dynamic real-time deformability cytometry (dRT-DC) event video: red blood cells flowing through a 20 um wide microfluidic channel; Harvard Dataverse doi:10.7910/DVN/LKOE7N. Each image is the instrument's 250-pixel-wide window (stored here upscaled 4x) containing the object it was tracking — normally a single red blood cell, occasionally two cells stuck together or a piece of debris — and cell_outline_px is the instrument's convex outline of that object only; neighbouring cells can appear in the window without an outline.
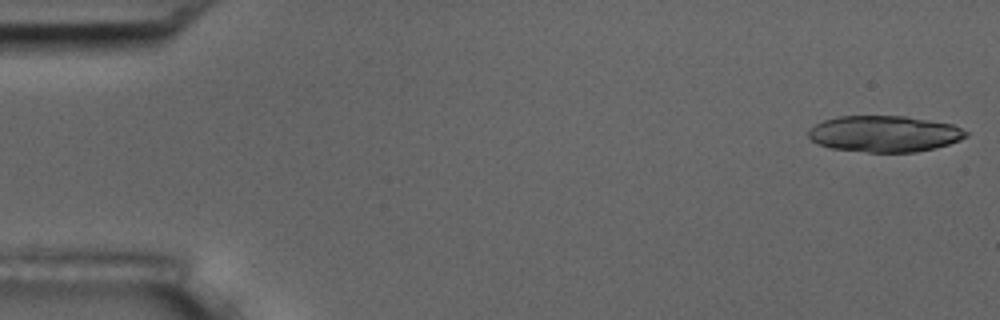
{"species": "common noctule bat (a hibernating species)", "species_latin": "Nyctalus noctula", "temperature_condition": "room temperature", "stored_images_in_passage": 4, "camera_frame_rate_fps": 3000, "um_per_image_px": 0.085, "animal": {"sex": "male", "body_mass_g": 17.5, "forearm_length_mm": 52.3}, "frame": {"image": 1, "passage_image": 1, "time_ms": 0.0, "image_size_px": [1000, 320], "cell_outline_px": [[968, 136], [960, 140], [936, 148], [916, 152], [868, 152], [832, 148], [816, 144], [808, 136], [808, 132], [816, 124], [824, 120], [836, 116], [904, 116], [952, 124], [968, 132]], "centroid_in_image_um": [75.18, 11.37], "position_along_channel_um": 9.8, "area_um2": 33.23}}